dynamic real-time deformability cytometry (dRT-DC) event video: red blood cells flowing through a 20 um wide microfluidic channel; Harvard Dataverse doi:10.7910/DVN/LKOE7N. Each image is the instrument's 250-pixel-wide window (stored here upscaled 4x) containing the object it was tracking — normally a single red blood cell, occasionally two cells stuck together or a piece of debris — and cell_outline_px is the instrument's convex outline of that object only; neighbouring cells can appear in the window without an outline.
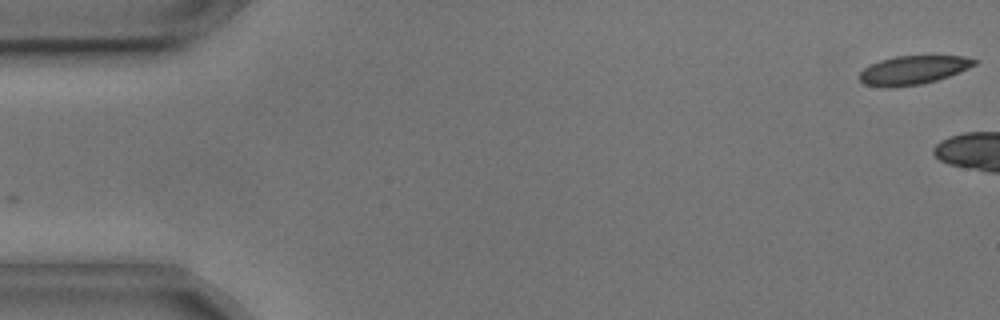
{"species": "common noctule bat (a hibernating species)", "species_latin": "Nyctalus noctula", "temperature_condition": "cold", "stored_images_in_passage": 6, "camera_frame_rate_fps": 3000, "um_per_image_px": 0.085, "animal": {"sex": "male", "body_mass_g": 17.9, "forearm_length_mm": 54.2}, "frame": {"image": 1, "passage_image": 1, "time_ms": 0.0, "image_size_px": [1000, 320], "cell_outline_px": [[980, 60], [976, 64], [968, 68], [948, 76], [936, 80], [920, 84], [888, 88], [884, 88], [864, 84], [860, 80], [860, 72], [864, 68], [880, 60], [896, 56], [964, 56]], "centroid_in_image_um": [77.62, 5.95], "position_along_channel_um": 7.4, "area_um2": 19.13}}